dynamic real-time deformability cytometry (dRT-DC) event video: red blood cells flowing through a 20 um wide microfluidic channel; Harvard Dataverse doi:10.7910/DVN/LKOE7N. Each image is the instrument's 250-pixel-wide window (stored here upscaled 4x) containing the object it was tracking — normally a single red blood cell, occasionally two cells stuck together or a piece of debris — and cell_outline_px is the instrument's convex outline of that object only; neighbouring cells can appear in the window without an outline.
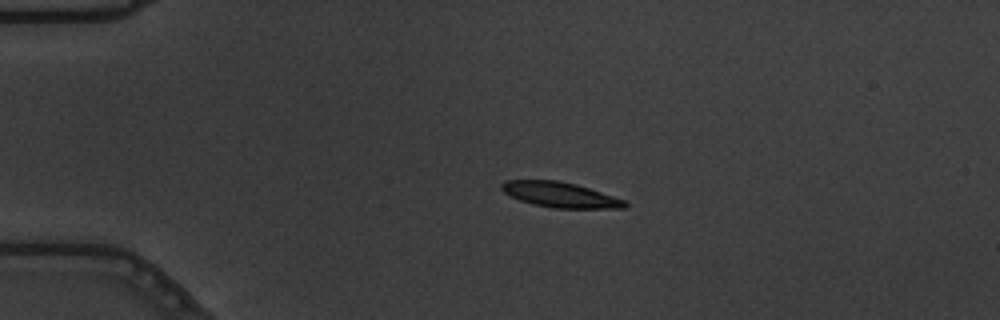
{"species": "common noctule bat (a hibernating species)", "species_latin": "Nyctalus noctula", "temperature_condition": "warm", "stored_images_in_passage": 56, "camera_frame_rate_fps": 3000, "um_per_image_px": 0.085, "animal": {"sex": "male", "body_mass_g": 19.5, "forearm_length_mm": 54.6}, "frame": {"image": 1, "passage_image": 13, "time_ms": 4.0, "image_size_px": [1000, 320], "cell_outline_px": [[628, 204], [624, 208], [552, 208], [532, 204], [520, 200], [504, 192], [500, 188], [500, 184], [504, 180], [556, 180], [576, 184], [624, 200]], "centroid_in_image_um": [47.56, 16.55], "position_along_channel_um": 37.4, "area_um2": 17.98}}
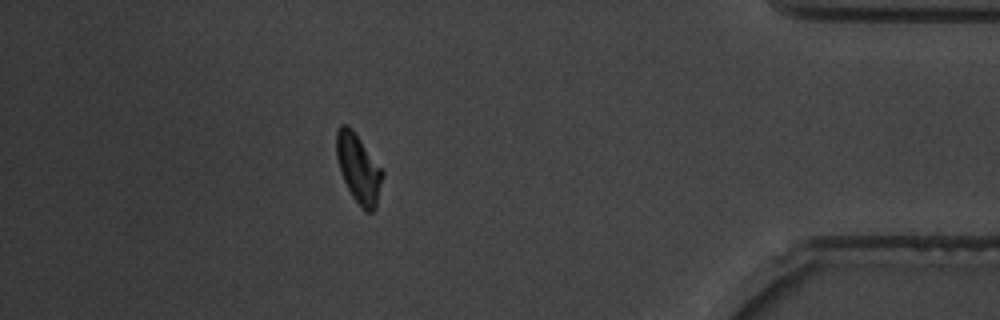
{"frame": {"image": 2, "passage_image": 50, "time_ms": 16.333, "image_size_px": [1000, 320], "cell_outline_px": [[384, 176], [376, 208], [372, 212], [364, 212], [352, 196], [340, 172], [336, 156], [336, 132], [340, 124], [348, 124], [352, 128], [384, 172]], "centroid_in_image_um": [30.47, 14.33], "position_along_channel_um": 404.7, "area_um2": 18.61}, "authors_computed_cell_mechanics": {"area_um2": 18.6694, "velocity_mm_per_s": 3.6505, "shape_relaxation_time_tau1_ms": 3.2359, "shape_relaxation_time_tau2_ms": 4.886, "deformation_change_tau1": 0.1399, "deformation_change_tau2": 0.0863}}